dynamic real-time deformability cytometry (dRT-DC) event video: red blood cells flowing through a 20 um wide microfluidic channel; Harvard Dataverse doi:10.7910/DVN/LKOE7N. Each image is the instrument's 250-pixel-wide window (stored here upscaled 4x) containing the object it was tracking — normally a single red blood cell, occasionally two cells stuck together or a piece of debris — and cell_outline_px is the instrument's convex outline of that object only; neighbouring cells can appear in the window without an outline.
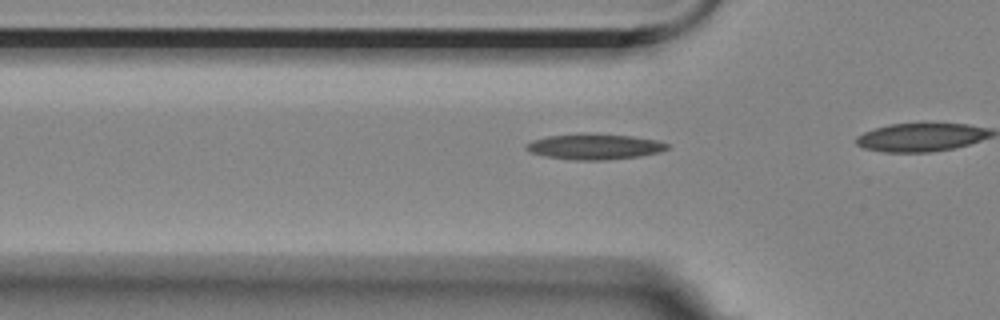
{"species": "Egyptian fruit bat (a non-hibernating species)", "species_latin": "Rousettus aegyptiacus", "temperature_condition": "room temperature", "stored_images_in_passage": 17, "camera_frame_rate_fps": 3000, "um_per_image_px": 0.085, "animal": {"sex": "female"}, "frame": {"image": 1, "passage_image": 14, "time_ms": 4.333, "image_size_px": [1000, 320], "cell_outline_px": [[668, 148], [660, 152], [640, 156], [604, 160], [576, 160], [548, 156], [532, 152], [524, 148], [524, 144], [532, 140], [548, 136], [580, 132], [632, 136], [656, 140], [668, 144]], "centroid_in_image_um": [50.51, 12.44], "position_along_channel_um": 75.3, "area_um2": 21.1}}